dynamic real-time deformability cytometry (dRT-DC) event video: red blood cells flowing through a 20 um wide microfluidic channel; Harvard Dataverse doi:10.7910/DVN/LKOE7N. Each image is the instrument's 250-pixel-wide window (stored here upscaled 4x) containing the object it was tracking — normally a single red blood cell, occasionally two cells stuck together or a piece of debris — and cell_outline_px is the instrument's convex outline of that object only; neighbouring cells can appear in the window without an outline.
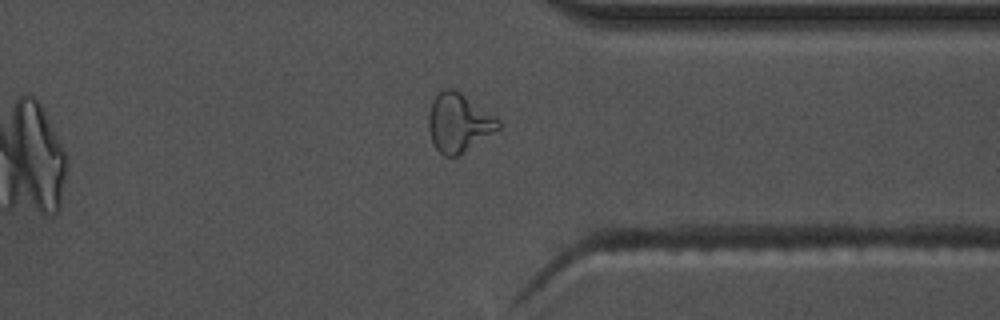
{"species": "common noctule bat (a hibernating species)", "species_latin": "Nyctalus noctula", "temperature_condition": "warm", "stored_images_in_passage": 34, "camera_frame_rate_fps": 3000, "um_per_image_px": 0.085, "animal": {"sex": "male", "body_mass_g": 17.5, "forearm_length_mm": 52.3}, "frame": {"image": 1, "passage_image": 29, "time_ms": 9.333, "image_size_px": [1000, 320], "cell_outline_px": [[500, 128], [456, 156], [444, 156], [432, 144], [428, 128], [428, 116], [432, 100], [436, 92], [444, 88], [452, 88], [460, 92], [496, 116], [500, 120]], "centroid_in_image_um": [38.95, 10.4], "position_along_channel_um": 372.4, "area_um2": 23.76}, "authors_computed_cell_mechanics": {"area_um2": 20.5479, "velocity_mm_per_s": 3.6739, "shape_relaxation_time_tau1_ms": 9.8501, "shape_relaxation_time_tau2_ms": 1.7454, "deformation_change_tau1": 0.2652, "deformation_change_tau2": 0.0845}}